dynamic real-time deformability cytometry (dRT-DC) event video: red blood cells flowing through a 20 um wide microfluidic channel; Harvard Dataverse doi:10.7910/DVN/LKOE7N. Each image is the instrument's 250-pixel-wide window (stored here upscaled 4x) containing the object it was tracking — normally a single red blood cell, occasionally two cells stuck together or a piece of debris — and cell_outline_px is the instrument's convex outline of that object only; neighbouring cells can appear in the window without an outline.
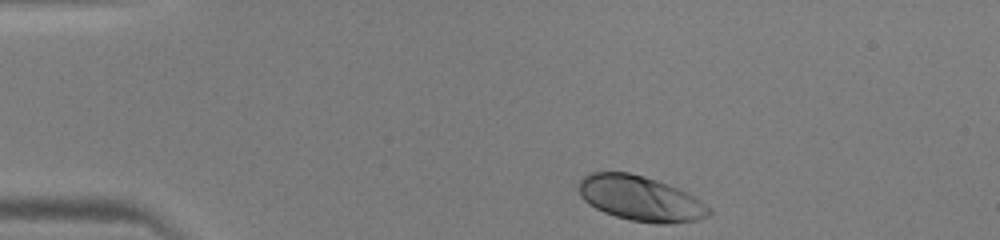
{"species": "human", "species_latin": "Homo sapiens", "temperature_condition": "warm", "stored_images_in_passage": 39, "camera_frame_rate_fps": 3000, "um_per_image_px": 0.085, "donor": {"sex": "male"}, "frame": {"image": 1, "passage_image": 1, "time_ms": 0.0, "image_size_px": [1000, 240], "cell_outline_px": [[712, 212], [708, 216], [696, 220], [668, 224], [656, 224], [632, 220], [616, 216], [604, 212], [588, 204], [580, 196], [580, 180], [588, 172], [628, 172], [644, 176], [656, 180], [676, 188], [700, 200]], "centroid_in_image_um": [54.41, 16.87], "position_along_channel_um": 30.6, "area_um2": 33.76}}
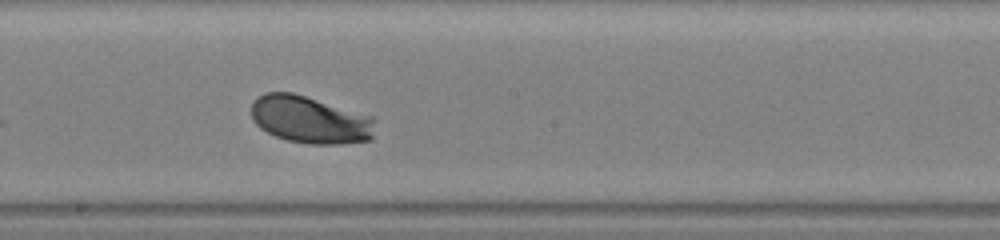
{"frame": {"image": 2, "passage_image": 19, "time_ms": 6.0, "image_size_px": [1000, 240], "cell_outline_px": [[372, 140], [340, 144], [312, 144], [288, 140], [276, 136], [260, 128], [252, 120], [252, 104], [256, 96], [264, 92], [292, 92], [372, 116]], "centroid_in_image_um": [26.31, 10.17], "position_along_channel_um": 221.9, "area_um2": 33.93}}
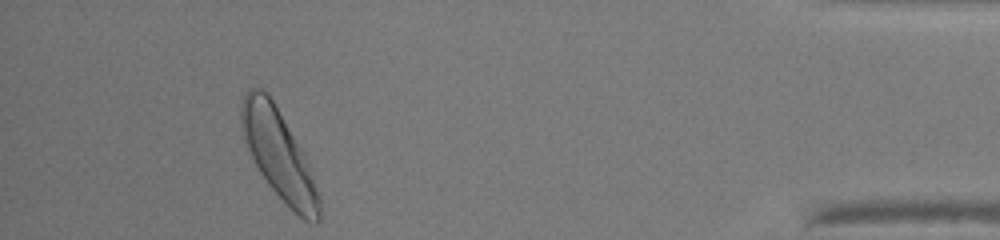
{"frame": {"image": 3, "passage_image": 36, "time_ms": 11.667, "image_size_px": [1000, 240], "cell_outline_px": [[320, 220], [316, 224], [312, 224], [304, 220], [292, 212], [268, 184], [260, 172], [244, 140], [240, 124], [240, 104], [244, 92], [248, 88], [260, 88], [272, 100], [300, 148], [308, 164], [320, 196]], "centroid_in_image_um": [23.69, 13.19], "position_along_channel_um": 411.5, "area_um2": 40.0}}